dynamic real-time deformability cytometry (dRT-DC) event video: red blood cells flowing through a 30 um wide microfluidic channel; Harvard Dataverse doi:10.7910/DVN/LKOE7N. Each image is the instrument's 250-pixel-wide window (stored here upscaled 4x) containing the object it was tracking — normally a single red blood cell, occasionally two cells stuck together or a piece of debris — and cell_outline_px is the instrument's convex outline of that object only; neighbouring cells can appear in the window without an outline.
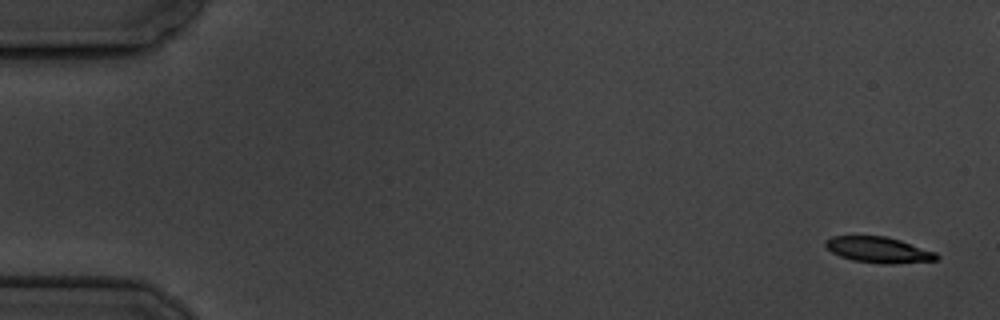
{"species": "common noctule bat (a hibernating species)", "species_latin": "Nyctalus noctula", "temperature_condition": "cold", "stored_images_in_passage": 5, "camera_frame_rate_fps": 3000, "um_per_image_px": 0.085, "animal": {"sex": "male", "body_mass_g": 19.5, "forearm_length_mm": 54.6}, "frame": {"image": 1, "passage_image": 1, "time_ms": 0.0, "image_size_px": [1000, 320], "cell_outline_px": [[940, 256], [936, 260], [892, 264], [880, 264], [852, 260], [840, 256], [832, 252], [824, 244], [824, 240], [832, 236], [884, 236], [900, 240], [936, 252]], "centroid_in_image_um": [74.67, 21.24], "position_along_channel_um": 10.3, "area_um2": 16.76}}